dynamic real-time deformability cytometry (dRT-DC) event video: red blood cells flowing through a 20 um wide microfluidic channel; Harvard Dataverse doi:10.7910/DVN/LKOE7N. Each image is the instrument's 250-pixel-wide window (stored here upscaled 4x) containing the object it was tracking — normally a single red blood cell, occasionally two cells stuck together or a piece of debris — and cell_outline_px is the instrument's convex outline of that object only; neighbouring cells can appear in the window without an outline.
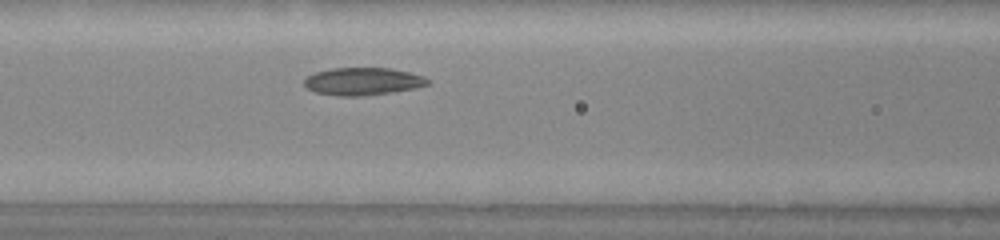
{"species": "common noctule bat (a hibernating species)", "species_latin": "Nyctalus noctula", "temperature_condition": "warm", "stored_images_in_passage": 30, "camera_frame_rate_fps": 3000, "um_per_image_px": 0.085, "animal": {"sex": "male", "body_mass_g": 20.0, "forearm_length_mm": 53.3}, "frame": {"image": 1, "passage_image": 9, "time_ms": 2.667, "image_size_px": [1000, 240], "cell_outline_px": [[428, 84], [416, 88], [392, 92], [364, 96], [340, 96], [316, 92], [308, 88], [304, 84], [304, 80], [308, 76], [316, 72], [332, 68], [392, 68], [424, 76], [428, 80]], "centroid_in_image_um": [30.85, 6.92], "position_along_channel_um": 135.8, "area_um2": 19.71}}
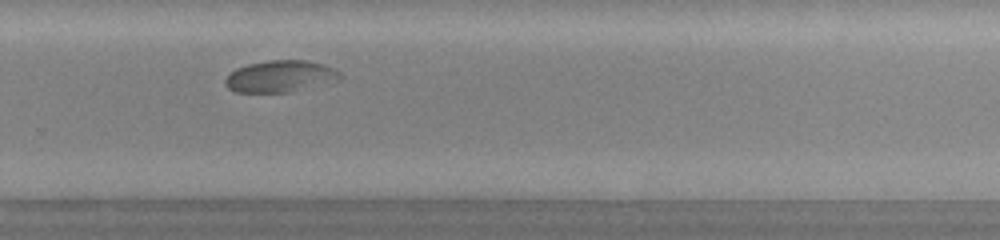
{"frame": {"image": 2, "passage_image": 22, "time_ms": 7.0, "image_size_px": [1000, 240], "cell_outline_px": [[344, 76], [340, 80], [288, 92], [236, 92], [228, 88], [224, 84], [224, 80], [236, 68], [248, 64], [268, 60], [308, 60], [324, 64], [340, 72]], "centroid_in_image_um": [23.84, 6.48], "position_along_channel_um": 306.0, "area_um2": 21.21}}
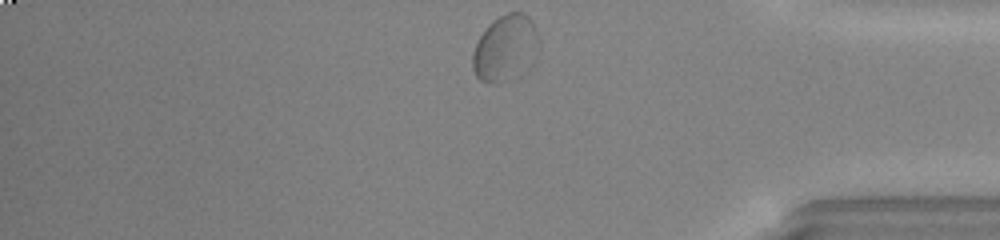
{"frame": {"image": 3, "passage_image": 30, "time_ms": 9.667, "image_size_px": [1000, 240], "cell_outline_px": [[540, 48], [528, 72], [512, 80], [496, 84], [488, 84], [480, 80], [476, 76], [472, 68], [472, 52], [480, 36], [488, 24], [500, 16], [508, 12], [524, 12], [532, 20], [540, 40]], "centroid_in_image_um": [43.0, 4.14], "position_along_channel_um": 392.2, "area_um2": 26.53}, "authors_computed_cell_mechanics": {"area_um2": 20.7213, "velocity_mm_per_s": 3.9377, "shape_relaxation_time_tau1_ms": 9.1688, "shape_relaxation_time_tau2_ms": null, "deformation_change_tau1": 0.1694, "deformation_change_tau2": null}}